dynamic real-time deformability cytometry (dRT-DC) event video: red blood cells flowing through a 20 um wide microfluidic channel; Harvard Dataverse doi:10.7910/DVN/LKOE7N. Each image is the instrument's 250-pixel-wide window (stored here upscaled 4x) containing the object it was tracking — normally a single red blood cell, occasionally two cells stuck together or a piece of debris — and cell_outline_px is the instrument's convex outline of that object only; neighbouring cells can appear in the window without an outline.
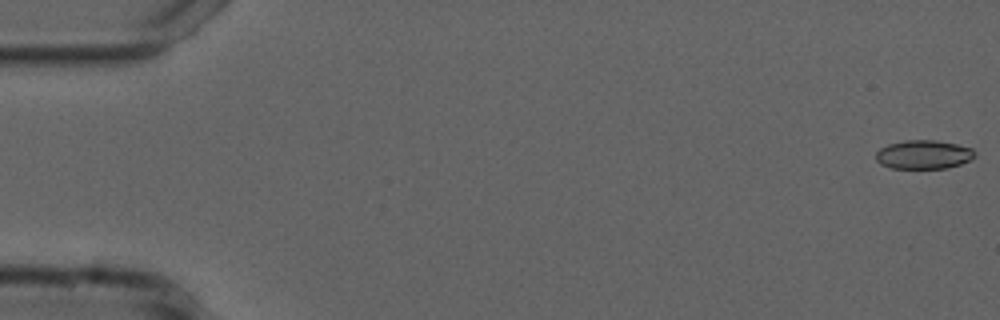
{"species": "common noctule bat (a hibernating species)", "species_latin": "Nyctalus noctula", "temperature_condition": "cold", "stored_images_in_passage": 55, "camera_frame_rate_fps": 3000, "um_per_image_px": 0.085, "animal": {"sex": "male", "forearm_length_mm": 52.5}, "frame": {"image": 1, "passage_image": 1, "time_ms": 0.0, "image_size_px": [1000, 320], "cell_outline_px": [[976, 156], [972, 160], [948, 168], [892, 168], [880, 164], [876, 160], [876, 152], [880, 148], [888, 144], [904, 140], [936, 140], [956, 144], [972, 148], [976, 152]], "centroid_in_image_um": [78.53, 13.13], "position_along_channel_um": 6.5, "area_um2": 16.76}}
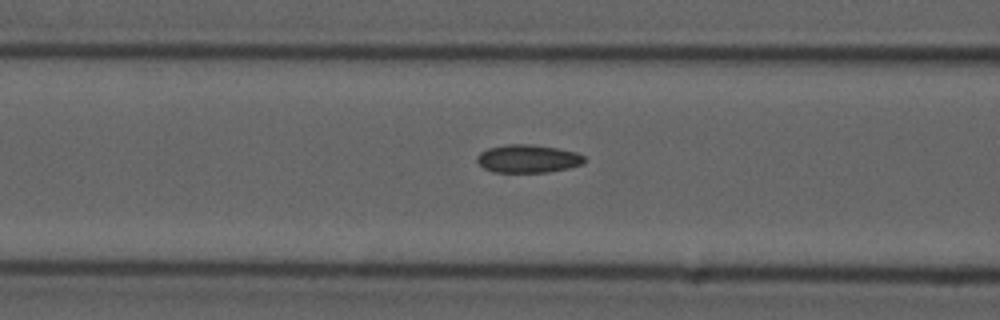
{"frame": {"image": 2, "passage_image": 22, "time_ms": 7.0, "image_size_px": [1000, 320], "cell_outline_px": [[588, 160], [584, 164], [568, 168], [548, 172], [492, 172], [484, 168], [476, 160], [476, 156], [480, 152], [488, 148], [508, 144], [532, 144], [556, 148], [576, 152], [584, 156]], "centroid_in_image_um": [44.89, 13.49], "position_along_channel_um": 121.7, "area_um2": 17.69}}
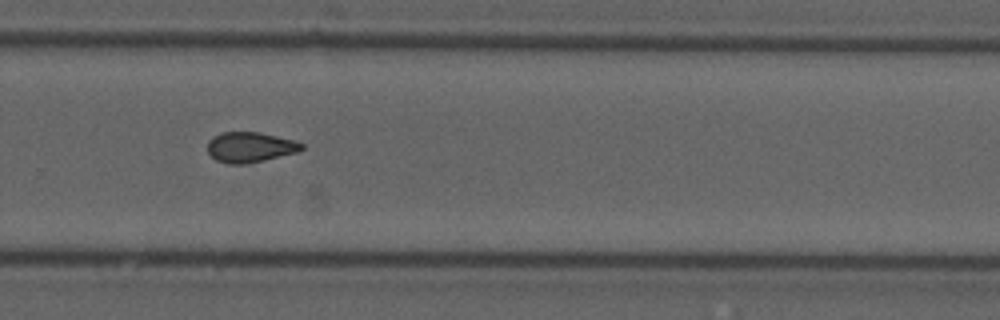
{"frame": {"image": 3, "passage_image": 37, "time_ms": 12.0, "image_size_px": [1000, 320], "cell_outline_px": [[304, 148], [296, 152], [264, 160], [244, 164], [228, 164], [216, 160], [208, 152], [208, 140], [212, 136], [220, 132], [260, 132], [292, 140], [304, 144]], "centroid_in_image_um": [21.22, 12.5], "position_along_channel_um": 308.6, "area_um2": 16.53}, "authors_computed_cell_mechanics": {"area_um2": 17.1666, "velocity_mm_per_s": 3.7521, "shape_relaxation_time_tau1_ms": null, "shape_relaxation_time_tau2_ms": 3.1373, "deformation_change_tau1": null, "deformation_change_tau2": 0.0775}}